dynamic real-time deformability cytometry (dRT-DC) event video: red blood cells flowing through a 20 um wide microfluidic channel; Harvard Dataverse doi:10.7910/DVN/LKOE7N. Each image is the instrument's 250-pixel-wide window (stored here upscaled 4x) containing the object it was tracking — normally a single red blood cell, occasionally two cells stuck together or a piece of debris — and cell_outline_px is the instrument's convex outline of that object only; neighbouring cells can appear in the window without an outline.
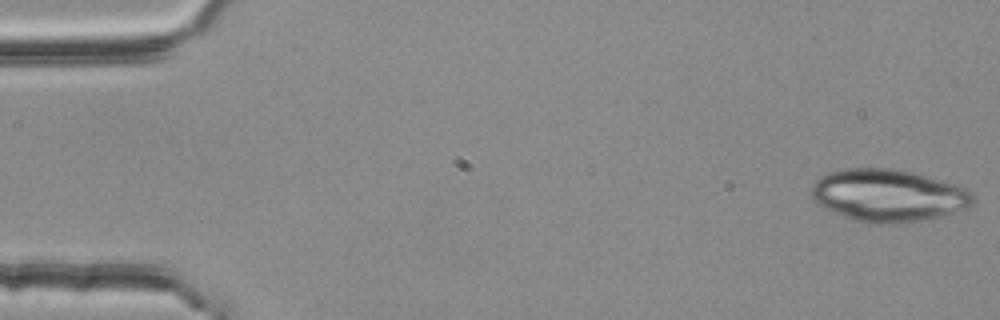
{"species": "common noctule bat (a hibernating species)", "species_latin": "Nyctalus noctula", "temperature_condition": "room temperature", "stored_images_in_passage": 53, "camera_frame_rate_fps": 3000, "um_per_image_px": 0.085, "animal": {"sex": "female", "body_mass_g": 25.1}, "frame": {"image": 1, "passage_image": 1, "time_ms": 0.0, "image_size_px": [1000, 320], "cell_outline_px": [[972, 204], [968, 208], [920, 220], [896, 224], [872, 224], [856, 220], [844, 216], [824, 208], [816, 204], [812, 200], [812, 184], [820, 176], [828, 172], [848, 168], [888, 168], [916, 172], [956, 184], [972, 192]], "centroid_in_image_um": [75.46, 16.6], "position_along_channel_um": 9.5, "area_um2": 49.3}}
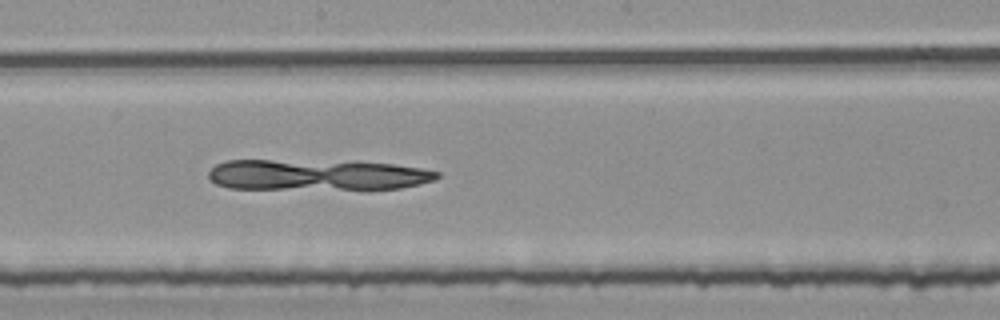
{"frame": {"image": 2, "passage_image": 29, "time_ms": 9.333, "image_size_px": [1000, 320], "cell_outline_px": [[440, 176], [436, 180], [420, 184], [400, 188], [368, 192], [364, 192], [228, 188], [216, 184], [208, 176], [208, 172], [216, 164], [228, 160], [356, 160], [392, 164], [420, 168], [440, 172]], "centroid_in_image_um": [27.04, 14.9], "position_along_channel_um": 221.2, "area_um2": 43.75}}
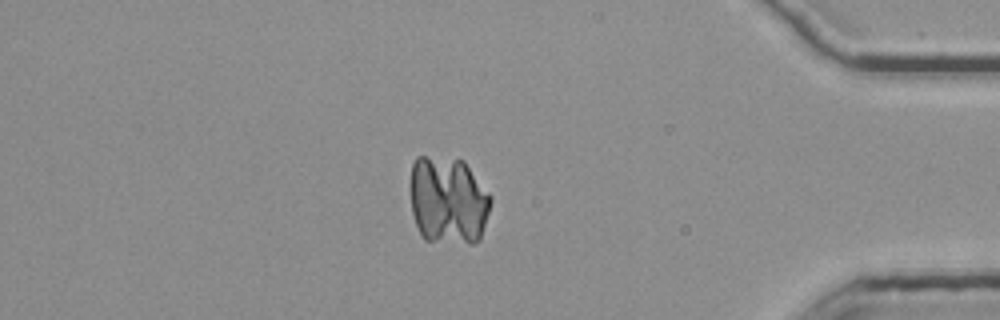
{"frame": {"image": 3, "passage_image": 46, "time_ms": 15.0, "image_size_px": [1000, 320], "cell_outline_px": [[492, 200], [480, 240], [476, 244], [468, 244], [424, 240], [416, 224], [412, 212], [412, 164], [416, 156], [424, 156], [464, 160], [492, 196]], "centroid_in_image_um": [38.13, 17.05], "position_along_channel_um": 397.1, "area_um2": 41.5}}